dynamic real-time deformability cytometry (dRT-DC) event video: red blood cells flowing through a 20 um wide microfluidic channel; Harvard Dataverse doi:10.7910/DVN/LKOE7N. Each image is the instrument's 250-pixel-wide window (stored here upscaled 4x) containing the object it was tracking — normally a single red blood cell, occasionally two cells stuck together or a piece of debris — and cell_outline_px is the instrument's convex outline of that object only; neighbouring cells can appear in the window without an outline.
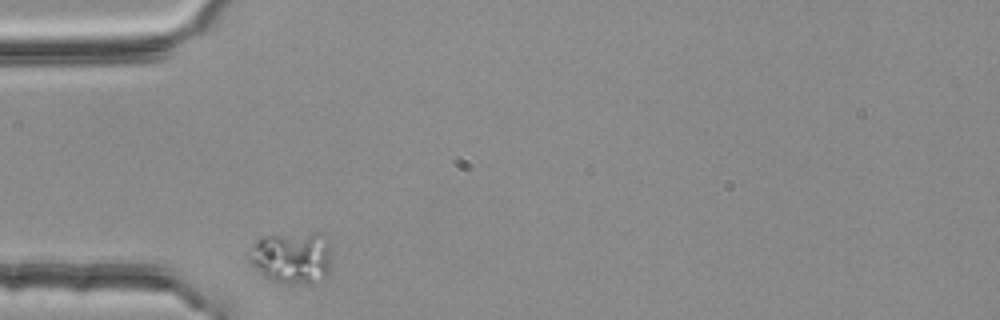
{"species": "common noctule bat (a hibernating species)", "species_latin": "Nyctalus noctula", "temperature_condition": "room temperature", "stored_images_in_passage": 31, "camera_frame_rate_fps": 3000, "um_per_image_px": 0.085, "animal": {"sex": "female", "body_mass_g": 25.1}, "frame": {"image": 1, "passage_image": 1, "time_ms": 0.0, "image_size_px": [1000, 320], "cell_outline_px": [[332, 268], [328, 276], [324, 280], [312, 284], [284, 284], [268, 280], [248, 260], [248, 256], [252, 244], [256, 240], [264, 236], [312, 232], [320, 232], [332, 248]], "centroid_in_image_um": [24.88, 21.92], "position_along_channel_um": 60.1, "area_um2": 26.07}}
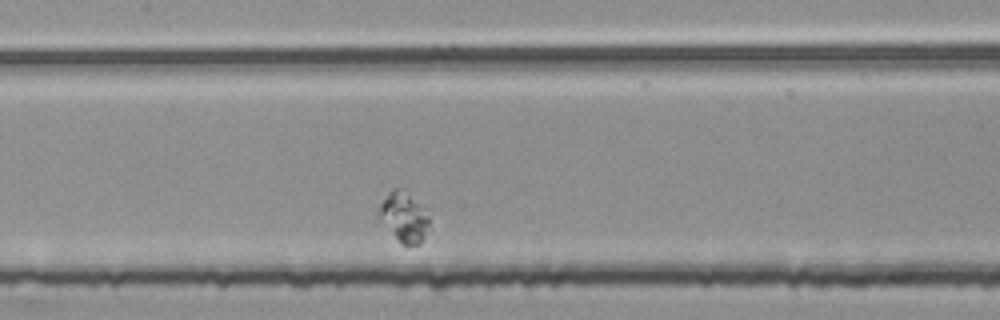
{"frame": {"image": 2, "passage_image": 12, "time_ms": 3.667, "image_size_px": [1000, 320], "cell_outline_px": [[428, 240], [420, 244], [400, 244], [376, 216], [376, 212], [380, 204], [388, 192], [392, 188], [404, 188], [424, 208], [428, 216]], "centroid_in_image_um": [34.33, 18.46], "position_along_channel_um": 173.1, "area_um2": 15.14}}
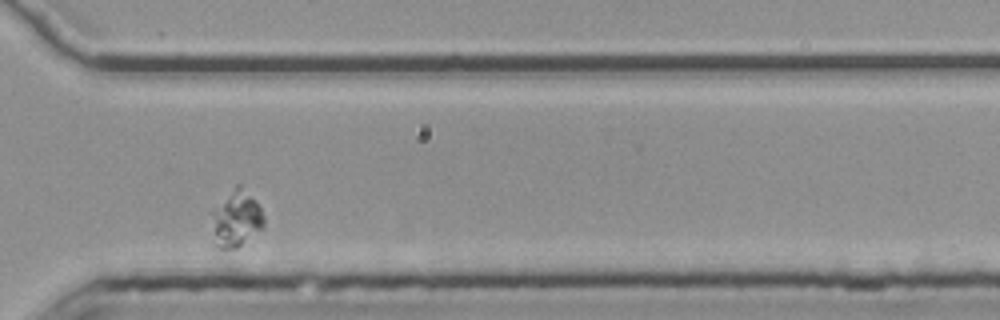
{"frame": {"image": 3, "passage_image": 28, "time_ms": 9.0, "image_size_px": [1000, 320], "cell_outline_px": [[264, 228], [236, 248], [216, 248], [212, 244], [212, 212], [236, 184], [240, 184], [260, 208], [264, 216]], "centroid_in_image_um": [20.06, 18.65], "position_along_channel_um": 350.5, "area_um2": 16.99}}